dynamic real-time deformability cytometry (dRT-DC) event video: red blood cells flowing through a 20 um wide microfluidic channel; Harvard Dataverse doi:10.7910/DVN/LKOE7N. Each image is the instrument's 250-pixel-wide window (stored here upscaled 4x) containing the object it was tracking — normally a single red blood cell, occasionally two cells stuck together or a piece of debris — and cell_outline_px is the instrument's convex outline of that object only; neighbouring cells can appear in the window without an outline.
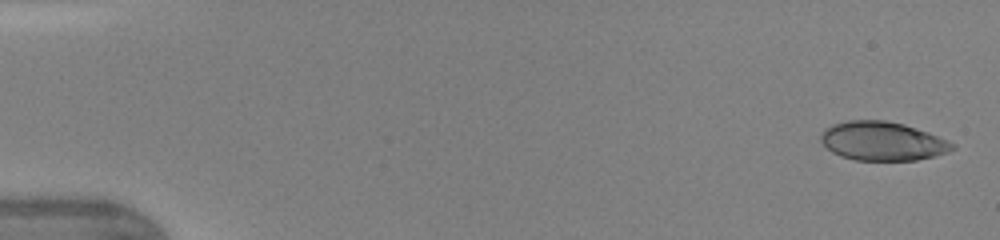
{"species": "human", "species_latin": "Homo sapiens", "temperature_condition": "warm", "stored_images_in_passage": 4, "camera_frame_rate_fps": 3000, "um_per_image_px": 0.085, "donor": {"sex": "female"}, "frame": {"image": 1, "passage_image": 2, "time_ms": 0.333, "image_size_px": [1000, 240], "cell_outline_px": [[956, 148], [948, 152], [936, 156], [916, 160], [856, 160], [840, 156], [832, 152], [820, 140], [820, 136], [824, 128], [832, 124], [848, 120], [884, 120], [904, 124], [928, 132], [956, 144]], "centroid_in_image_um": [75.01, 11.99], "position_along_channel_um": 10.0, "area_um2": 29.88}}